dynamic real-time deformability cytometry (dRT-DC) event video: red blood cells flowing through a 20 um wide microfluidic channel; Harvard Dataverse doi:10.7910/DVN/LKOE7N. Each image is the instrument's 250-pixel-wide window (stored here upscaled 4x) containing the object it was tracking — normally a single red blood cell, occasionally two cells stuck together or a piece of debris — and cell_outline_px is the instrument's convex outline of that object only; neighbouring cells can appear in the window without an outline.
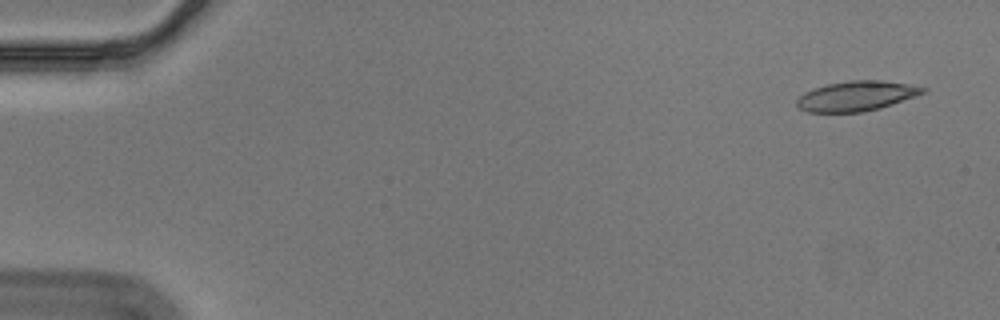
{"species": "Egyptian fruit bat (a non-hibernating species)", "species_latin": "Rousettus aegyptiacus", "temperature_condition": "cold", "stored_images_in_passage": 15, "camera_frame_rate_fps": 3000, "um_per_image_px": 0.085, "animal": {"sex": "male"}, "frame": {"image": 1, "passage_image": 1, "time_ms": 0.0, "image_size_px": [1000, 320], "cell_outline_px": [[928, 88], [924, 92], [916, 96], [880, 108], [860, 112], [808, 112], [800, 108], [796, 104], [796, 100], [804, 92], [828, 84], [848, 80], [880, 80], [908, 84]], "centroid_in_image_um": [72.8, 8.16], "position_along_channel_um": 12.2, "area_um2": 21.79}}
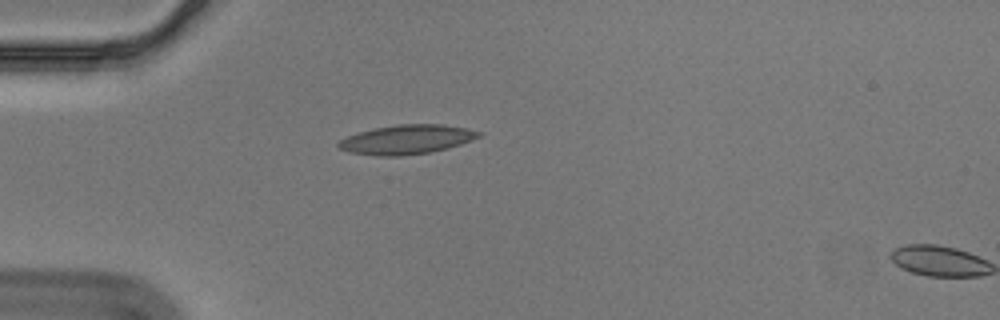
{"frame": {"image": 2, "passage_image": 14, "time_ms": 4.333, "image_size_px": [1000, 320], "cell_outline_px": [[484, 132], [480, 136], [472, 140], [460, 144], [432, 152], [400, 156], [376, 156], [348, 152], [336, 148], [336, 144], [340, 140], [348, 136], [360, 132], [376, 128], [396, 124], [440, 124], [464, 128]], "centroid_in_image_um": [34.54, 11.87], "position_along_channel_um": 50.5, "area_um2": 23.93}}